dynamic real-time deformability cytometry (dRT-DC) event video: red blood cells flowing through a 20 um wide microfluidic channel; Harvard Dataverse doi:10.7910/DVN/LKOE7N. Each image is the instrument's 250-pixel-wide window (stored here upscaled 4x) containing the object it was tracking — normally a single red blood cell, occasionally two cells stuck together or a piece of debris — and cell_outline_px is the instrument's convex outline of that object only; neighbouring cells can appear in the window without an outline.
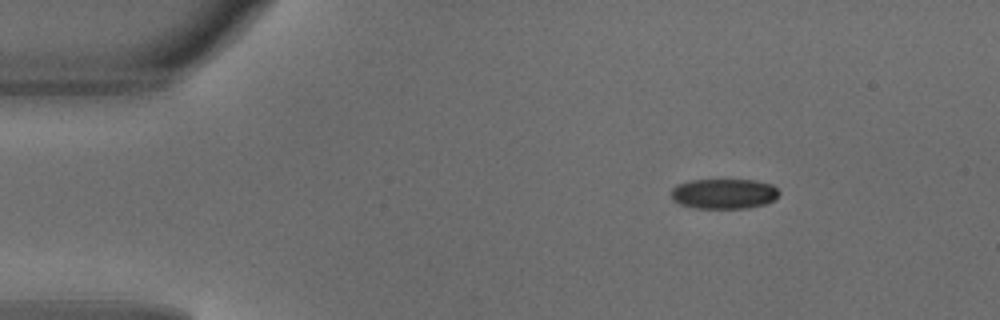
{"species": "common noctule bat (a hibernating species)", "species_latin": "Nyctalus noctula", "temperature_condition": "warm", "stored_images_in_passage": 3, "camera_frame_rate_fps": 3000, "um_per_image_px": 0.085, "animal": {"sex": "male", "body_mass_g": 18.8}, "frame": {"image": 1, "passage_image": 1, "time_ms": 0.0, "image_size_px": [1000, 320], "cell_outline_px": [[780, 192], [776, 200], [764, 204], [748, 208], [696, 208], [680, 204], [672, 200], [672, 188], [676, 184], [688, 180], [756, 180], [772, 184]], "centroid_in_image_um": [61.54, 16.46], "position_along_channel_um": 23.5, "area_um2": 19.13}}